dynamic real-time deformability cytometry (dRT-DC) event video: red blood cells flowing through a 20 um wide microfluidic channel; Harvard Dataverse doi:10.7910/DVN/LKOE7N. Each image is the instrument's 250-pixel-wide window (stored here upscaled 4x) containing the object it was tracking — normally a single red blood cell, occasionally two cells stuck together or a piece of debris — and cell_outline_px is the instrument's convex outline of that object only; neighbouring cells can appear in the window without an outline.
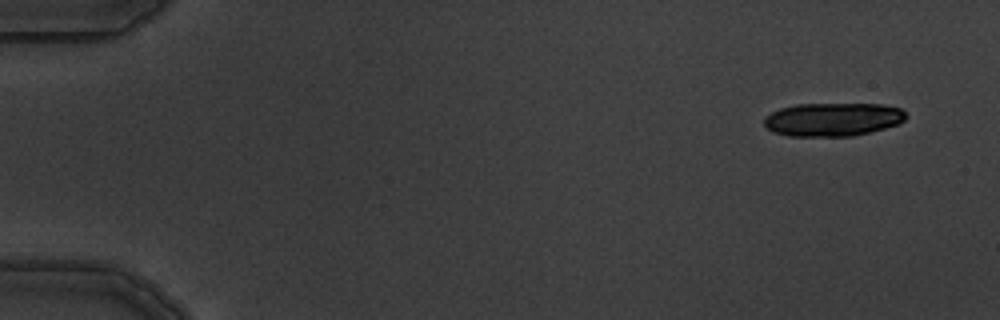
{"species": "common noctule bat (a hibernating species)", "species_latin": "Nyctalus noctula", "temperature_condition": "warm", "stored_images_in_passage": 4, "camera_frame_rate_fps": 3000, "um_per_image_px": 0.085, "animal": {"sex": "male", "body_mass_g": 19.5, "forearm_length_mm": 54.6}, "frame": {"image": 1, "passage_image": 1, "time_ms": 0.0, "image_size_px": [1000, 320], "cell_outline_px": [[908, 116], [900, 124], [852, 136], [788, 136], [772, 132], [764, 124], [764, 116], [780, 108], [796, 104], [880, 104], [900, 108]], "centroid_in_image_um": [70.77, 10.15], "position_along_channel_um": 14.2, "area_um2": 27.69}}